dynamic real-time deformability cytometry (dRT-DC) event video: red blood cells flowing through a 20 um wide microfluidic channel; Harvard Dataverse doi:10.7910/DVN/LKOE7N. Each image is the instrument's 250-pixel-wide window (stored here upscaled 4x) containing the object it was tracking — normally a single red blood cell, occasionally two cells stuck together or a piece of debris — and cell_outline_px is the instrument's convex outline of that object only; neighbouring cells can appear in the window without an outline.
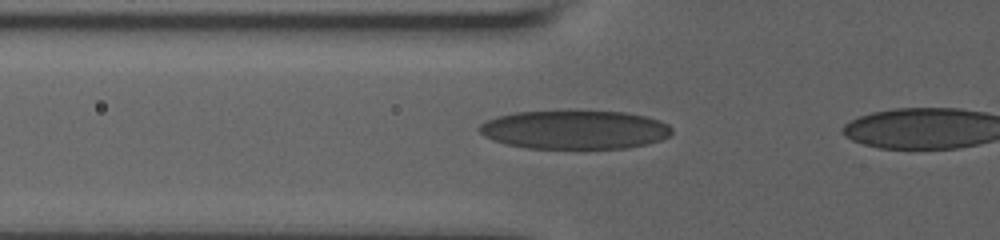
{"species": "human", "species_latin": "Homo sapiens", "temperature_condition": "room temperature", "stored_images_in_passage": 4, "camera_frame_rate_fps": 3000, "um_per_image_px": 0.085, "donor": {"sex": "male"}, "frame": {"image": 1, "passage_image": 3, "time_ms": 1.0, "image_size_px": [1000, 240], "cell_outline_px": [[672, 132], [668, 136], [660, 140], [648, 144], [624, 148], [528, 148], [508, 144], [492, 140], [484, 136], [476, 128], [480, 124], [496, 116], [516, 112], [624, 112], [644, 116], [660, 120], [668, 124], [672, 128]], "centroid_in_image_um": [48.84, 11.03], "position_along_channel_um": 77.0, "area_um2": 43.06}}